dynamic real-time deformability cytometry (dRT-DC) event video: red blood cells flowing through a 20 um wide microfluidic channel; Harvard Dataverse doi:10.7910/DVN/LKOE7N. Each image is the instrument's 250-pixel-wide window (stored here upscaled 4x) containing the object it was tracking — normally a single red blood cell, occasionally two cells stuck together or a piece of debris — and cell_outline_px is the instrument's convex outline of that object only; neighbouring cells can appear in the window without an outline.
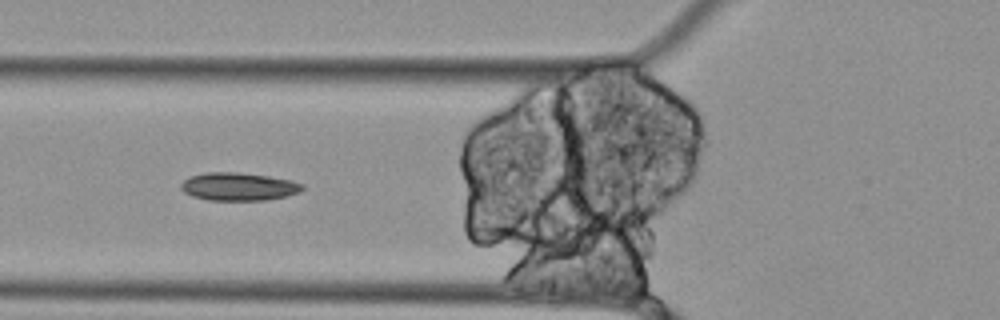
{"species": "Egyptian fruit bat (a non-hibernating species)", "species_latin": "Rousettus aegyptiacus", "temperature_condition": "cold", "stored_images_in_passage": 11, "camera_frame_rate_fps": 3000, "um_per_image_px": 0.085, "animal": {"sex": "female"}, "frame": {"image": 1, "passage_image": 8, "time_ms": 2.333, "image_size_px": [1000, 320], "cell_outline_px": [[304, 188], [296, 192], [284, 196], [264, 200], [208, 200], [192, 196], [184, 192], [180, 188], [180, 184], [184, 180], [192, 176], [208, 172], [240, 172], [268, 176], [288, 180], [304, 184]], "centroid_in_image_um": [20.23, 15.86], "position_along_channel_um": 105.6, "area_um2": 19.54}}